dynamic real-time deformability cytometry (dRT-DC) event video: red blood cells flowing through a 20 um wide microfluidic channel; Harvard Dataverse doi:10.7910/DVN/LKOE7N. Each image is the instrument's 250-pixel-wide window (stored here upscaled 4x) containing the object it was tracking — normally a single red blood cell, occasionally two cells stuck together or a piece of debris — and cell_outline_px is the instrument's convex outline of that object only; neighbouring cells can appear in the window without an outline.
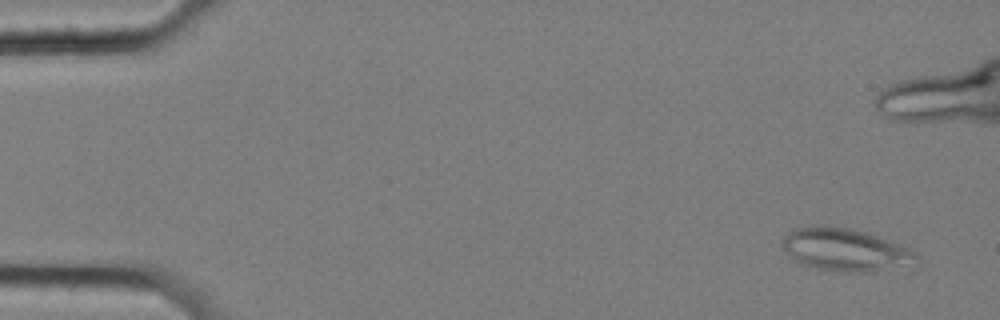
{"species": "common noctule bat (a hibernating species)", "species_latin": "Nyctalus noctula", "temperature_condition": "cold", "stored_images_in_passage": 56, "camera_frame_rate_fps": 3000, "um_per_image_px": 0.085, "animal": {"sex": "female", "body_mass_g": 25.1}, "frame": {"image": 1, "passage_image": 1, "time_ms": 0.0, "image_size_px": [1000, 320], "cell_outline_px": [[920, 264], [872, 272], [840, 272], [816, 268], [800, 264], [780, 248], [780, 244], [784, 236], [788, 232], [796, 228], [812, 224], [820, 224], [848, 228], [868, 232], [908, 248], [916, 252], [920, 256]], "centroid_in_image_um": [71.86, 21.23], "position_along_channel_um": 13.1, "area_um2": 34.22}}
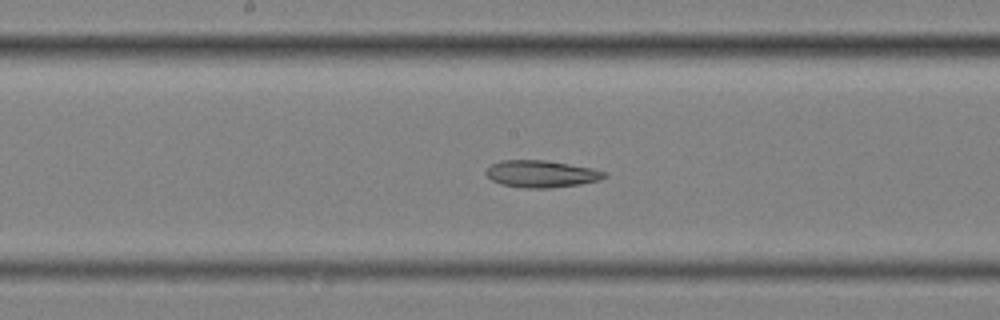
{"frame": {"image": 2, "passage_image": 28, "time_ms": 9.0, "image_size_px": [1000, 320], "cell_outline_px": [[608, 176], [600, 180], [580, 184], [548, 188], [524, 188], [500, 184], [492, 180], [484, 172], [492, 164], [500, 160], [544, 160], [592, 168], [604, 172]], "centroid_in_image_um": [45.99, 14.78], "position_along_channel_um": 202.2, "area_um2": 18.55}}
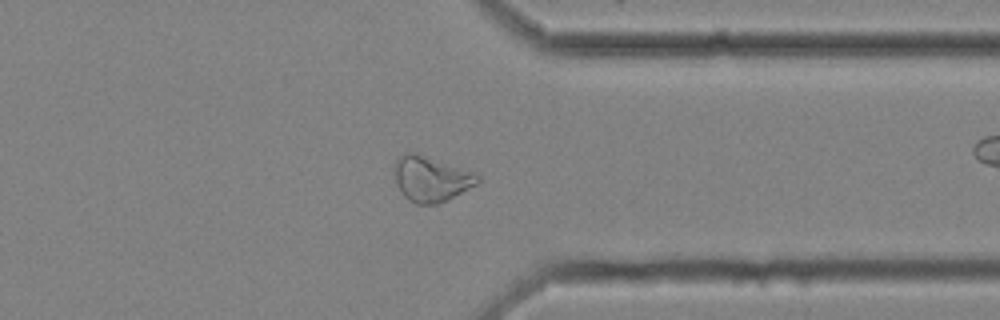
{"frame": {"image": 3, "passage_image": 43, "time_ms": 14.0, "image_size_px": [1000, 320], "cell_outline_px": [[480, 180], [476, 184], [448, 200], [436, 204], [416, 204], [408, 200], [404, 196], [396, 184], [392, 164], [396, 156], [404, 152], [416, 152], [472, 172], [480, 176]], "centroid_in_image_um": [36.56, 15.18], "position_along_channel_um": 374.8, "area_um2": 22.2}, "authors_computed_cell_mechanics": {"area_um2": 23.2356, "velocity_mm_per_s": 3.4878, "shape_relaxation_time_tau1_ms": null, "shape_relaxation_time_tau2_ms": 10.6931, "deformation_change_tau1": null, "deformation_change_tau2": 0.1891}}